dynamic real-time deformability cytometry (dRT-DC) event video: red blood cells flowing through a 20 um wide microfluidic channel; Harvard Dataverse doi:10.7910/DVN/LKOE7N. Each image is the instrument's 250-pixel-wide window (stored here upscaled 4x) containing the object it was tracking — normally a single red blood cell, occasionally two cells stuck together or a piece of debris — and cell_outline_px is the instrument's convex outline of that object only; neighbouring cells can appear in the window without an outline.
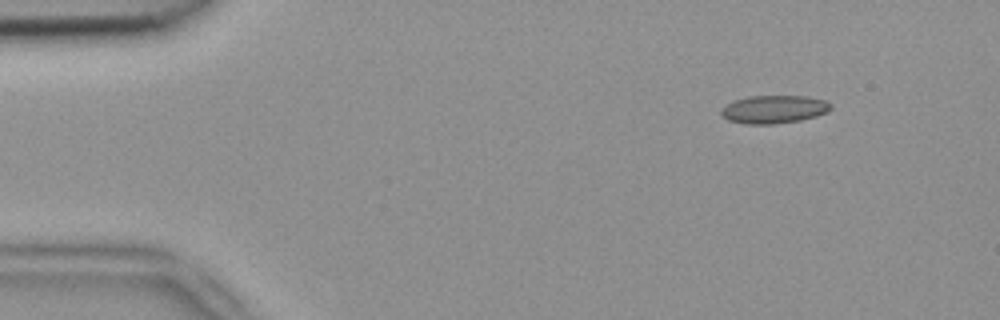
{"species": "common noctule bat (a hibernating species)", "species_latin": "Nyctalus noctula", "temperature_condition": "room temperature", "stored_images_in_passage": 3, "segment_of_instrument_passage": [2, 2], "camera_frame_rate_fps": 3000, "um_per_image_px": 0.085, "animal": {"sex": "female", "body_mass_g": 18.4}, "frame": {"image": 1, "passage_image": 3, "time_ms": 0.667, "image_size_px": [1000, 320], "cell_outline_px": [[832, 108], [828, 112], [816, 116], [800, 120], [772, 124], [748, 124], [728, 120], [720, 116], [720, 108], [732, 100], [748, 96], [804, 96], [828, 100], [832, 104]], "centroid_in_image_um": [65.77, 9.28], "position_along_channel_um": 19.2, "area_um2": 18.21}}